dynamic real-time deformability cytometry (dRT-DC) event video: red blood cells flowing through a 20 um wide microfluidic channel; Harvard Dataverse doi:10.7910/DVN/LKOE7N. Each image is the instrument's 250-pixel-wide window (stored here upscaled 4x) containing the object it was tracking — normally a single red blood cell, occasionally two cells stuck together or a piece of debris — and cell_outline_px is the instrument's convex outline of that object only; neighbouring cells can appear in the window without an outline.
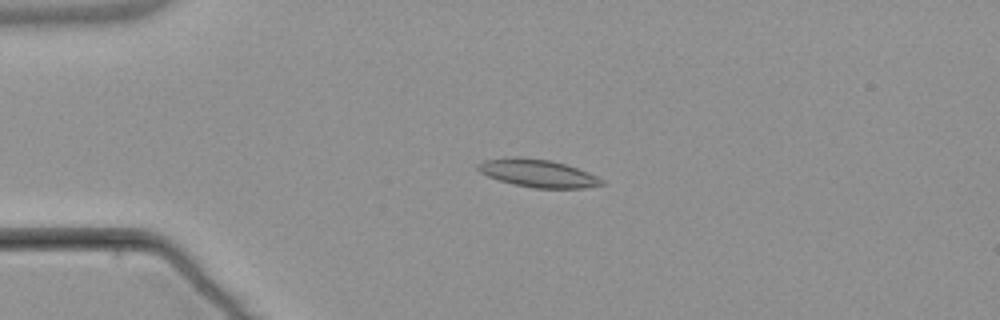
{"species": "common noctule bat (a hibernating species)", "species_latin": "Nyctalus noctula", "temperature_condition": "warm", "stored_images_in_passage": 6, "camera_frame_rate_fps": 3000, "um_per_image_px": 0.085, "animal": {"sex": "male", "body_mass_g": 21.5, "forearm_length_mm": 52.0}, "frame": {"image": 1, "passage_image": 2, "time_ms": 2.0, "image_size_px": [1000, 320], "cell_outline_px": [[604, 184], [584, 188], [536, 188], [516, 184], [500, 180], [488, 176], [480, 172], [476, 168], [476, 164], [484, 160], [512, 156], [520, 156], [552, 160], [588, 172], [604, 180]], "centroid_in_image_um": [45.69, 14.71], "position_along_channel_um": 39.3, "area_um2": 20.0}}
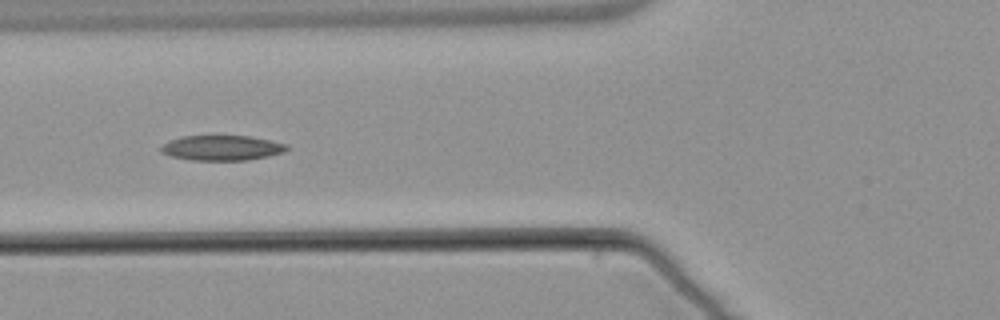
{"frame": {"image": 2, "passage_image": 4, "time_ms": 4.667, "image_size_px": [1000, 320], "cell_outline_px": [[288, 148], [284, 152], [268, 156], [244, 160], [192, 160], [172, 156], [160, 152], [160, 148], [164, 144], [172, 140], [184, 136], [248, 136], [288, 144]], "centroid_in_image_um": [18.87, 12.57], "position_along_channel_um": 106.9, "area_um2": 18.09}}